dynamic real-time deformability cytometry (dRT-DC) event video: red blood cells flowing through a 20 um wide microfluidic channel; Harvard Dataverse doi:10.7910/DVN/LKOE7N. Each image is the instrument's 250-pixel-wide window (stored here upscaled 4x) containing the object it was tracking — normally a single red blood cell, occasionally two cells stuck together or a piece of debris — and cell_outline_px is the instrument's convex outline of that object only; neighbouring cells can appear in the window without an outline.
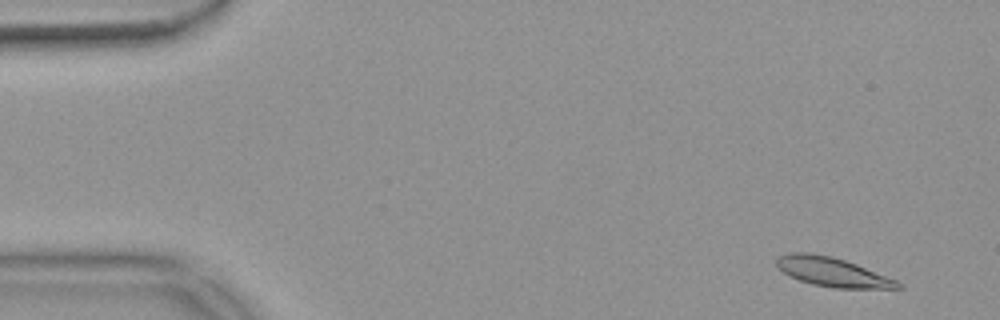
{"species": "common noctule bat (a hibernating species)", "species_latin": "Nyctalus noctula", "temperature_condition": "warm", "stored_images_in_passage": 54, "camera_frame_rate_fps": 3000, "um_per_image_px": 0.085, "animal": {"sex": "female", "body_mass_g": 18.4}, "frame": {"image": 1, "passage_image": 3, "time_ms": 0.667, "image_size_px": [1000, 320], "cell_outline_px": [[904, 288], [832, 288], [812, 284], [800, 280], [784, 272], [776, 264], [776, 256], [788, 252], [808, 252], [832, 256], [856, 264], [896, 280]], "centroid_in_image_um": [70.71, 23.1], "position_along_channel_um": 14.3, "area_um2": 20.4}}
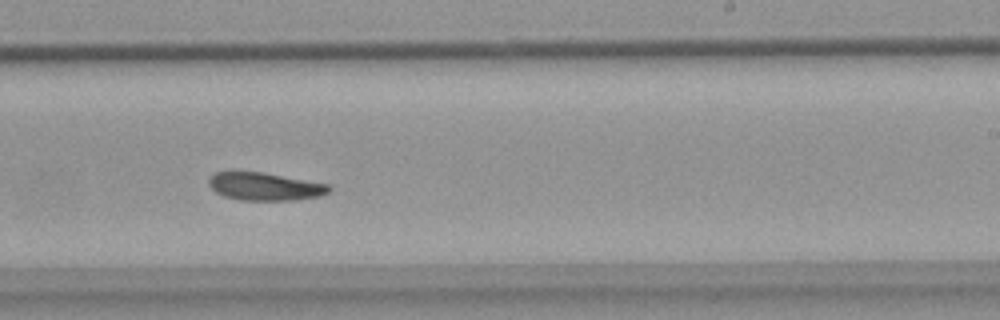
{"frame": {"image": 2, "passage_image": 33, "time_ms": 10.667, "image_size_px": [1000, 320], "cell_outline_px": [[332, 192], [320, 196], [296, 200], [240, 200], [224, 196], [216, 192], [208, 184], [208, 180], [216, 172], [232, 168], [260, 172], [328, 184], [332, 188]], "centroid_in_image_um": [22.47, 15.82], "position_along_channel_um": 266.5, "area_um2": 20.0}}
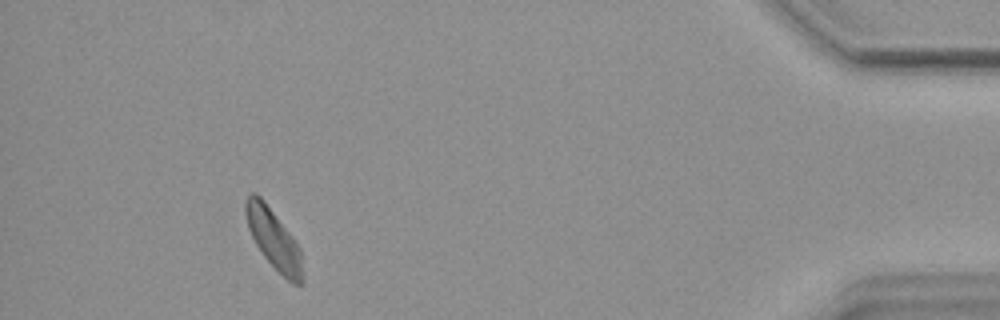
{"frame": {"image": 3, "passage_image": 50, "time_ms": 16.333, "image_size_px": [1000, 320], "cell_outline_px": [[304, 280], [300, 284], [292, 284], [264, 256], [256, 244], [248, 228], [244, 212], [244, 204], [248, 196], [252, 192], [256, 192], [264, 200], [292, 236], [300, 248]], "centroid_in_image_um": [23.26, 20.3], "position_along_channel_um": 411.9, "area_um2": 19.65}, "authors_computed_cell_mechanics": {"area_um2": 20.23, "velocity_mm_per_s": 3.6489, "shape_relaxation_time_tau1_ms": 6.8918, "shape_relaxation_time_tau2_ms": 8.8289, "deformation_change_tau1": 0.1539, "deformation_change_tau2": 0.1693}}